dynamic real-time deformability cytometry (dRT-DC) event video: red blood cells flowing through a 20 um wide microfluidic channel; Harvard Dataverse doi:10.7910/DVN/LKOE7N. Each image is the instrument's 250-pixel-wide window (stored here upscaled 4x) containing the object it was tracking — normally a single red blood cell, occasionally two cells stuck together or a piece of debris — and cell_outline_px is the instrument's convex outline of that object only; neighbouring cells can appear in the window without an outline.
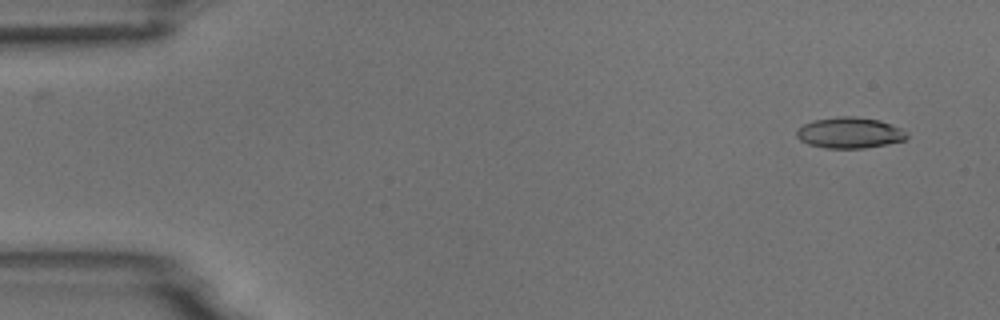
{"species": "common noctule bat (a hibernating species)", "species_latin": "Nyctalus noctula", "temperature_condition": "room temperature", "stored_images_in_passage": 54, "camera_frame_rate_fps": 3000, "um_per_image_px": 0.085, "animal": {"sex": "male", "body_mass_g": 18.8}, "frame": {"image": 1, "passage_image": 3, "time_ms": 0.667, "image_size_px": [1000, 320], "cell_outline_px": [[908, 136], [904, 140], [888, 144], [864, 148], [824, 148], [808, 144], [800, 140], [796, 136], [796, 128], [812, 120], [836, 116], [852, 116], [880, 120], [900, 128], [908, 132]], "centroid_in_image_um": [72.19, 11.28], "position_along_channel_um": 12.8, "area_um2": 20.06}}
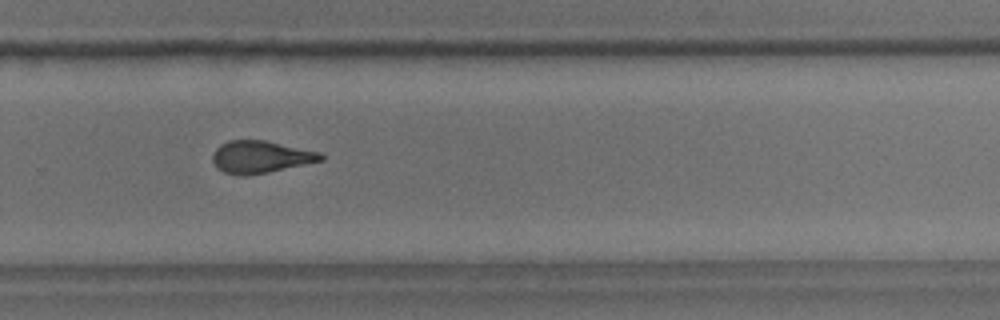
{"frame": {"image": 2, "passage_image": 36, "time_ms": 11.667, "image_size_px": [1000, 320], "cell_outline_px": [[324, 160], [268, 172], [248, 176], [240, 176], [224, 172], [216, 168], [212, 160], [212, 156], [216, 148], [220, 144], [228, 140], [264, 140], [320, 152], [324, 156]], "centroid_in_image_um": [22.12, 13.34], "position_along_channel_um": 307.7, "area_um2": 20.4}}
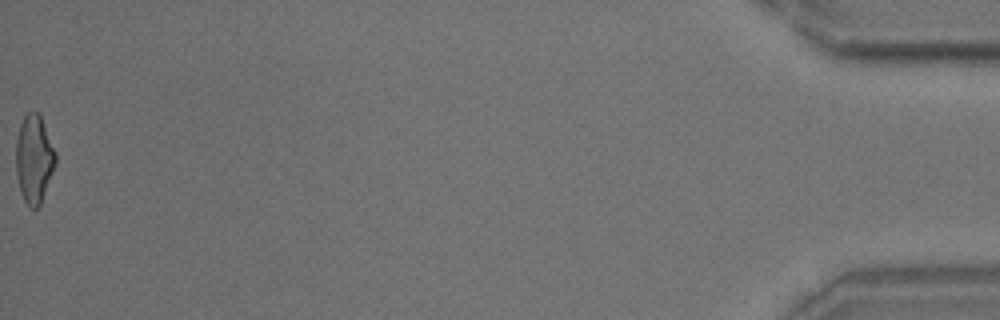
{"frame": {"image": 3, "passage_image": 54, "time_ms": 17.667, "image_size_px": [1000, 320], "cell_outline_px": [[56, 164], [40, 204], [36, 208], [28, 208], [20, 192], [16, 176], [16, 140], [20, 124], [24, 116], [32, 108], [40, 112], [56, 152]], "centroid_in_image_um": [2.89, 13.46], "position_along_channel_um": 432.3, "area_um2": 20.75}, "authors_computed_cell_mechanics": {"area_um2": 20.4323, "velocity_mm_per_s": 3.7319, "shape_relaxation_time_tau1_ms": 8.4449, "shape_relaxation_time_tau2_ms": 2.4358, "deformation_change_tau1": 0.2086, "deformation_change_tau2": 0.1105}}